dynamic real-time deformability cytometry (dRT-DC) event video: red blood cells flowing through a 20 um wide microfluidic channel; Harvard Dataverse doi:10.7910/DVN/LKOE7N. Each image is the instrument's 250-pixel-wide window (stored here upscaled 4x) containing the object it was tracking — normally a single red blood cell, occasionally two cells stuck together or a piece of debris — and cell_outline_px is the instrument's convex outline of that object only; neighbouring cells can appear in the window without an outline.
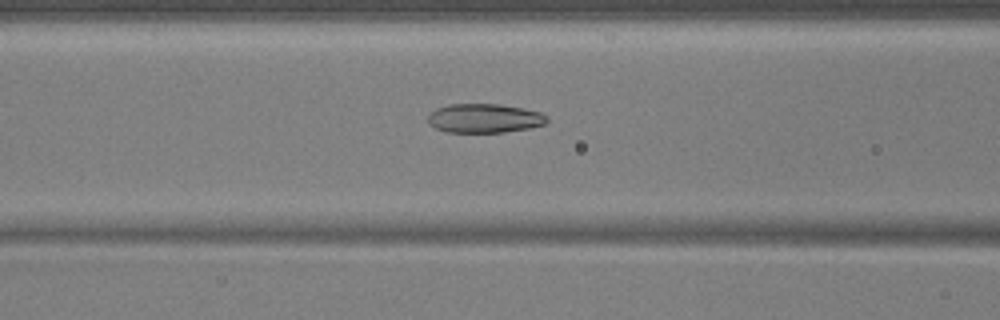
{"species": "common noctule bat (a hibernating species)", "species_latin": "Nyctalus noctula", "temperature_condition": "warm", "stored_images_in_passage": 53, "camera_frame_rate_fps": 3000, "um_per_image_px": 0.085, "animal": {"sex": "male", "body_mass_g": 17.9, "forearm_length_mm": 54.2}, "frame": {"image": 1, "passage_image": 21, "time_ms": 6.667, "image_size_px": [1000, 320], "cell_outline_px": [[548, 120], [544, 124], [528, 128], [504, 132], [448, 132], [436, 128], [428, 124], [428, 116], [436, 108], [448, 104], [500, 104], [524, 108], [540, 112], [548, 116]], "centroid_in_image_um": [41.17, 10.04], "position_along_channel_um": 125.4, "area_um2": 20.17}}
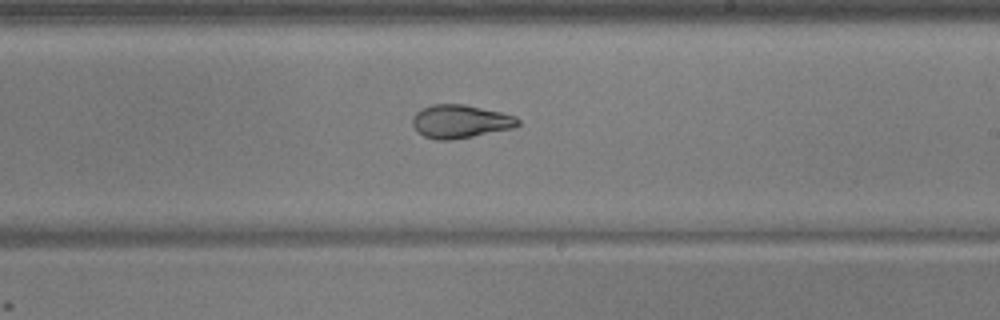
{"frame": {"image": 2, "passage_image": 31, "time_ms": 10.0, "image_size_px": [1000, 320], "cell_outline_px": [[520, 124], [516, 128], [472, 136], [448, 140], [436, 140], [424, 136], [412, 124], [412, 116], [416, 112], [432, 104], [464, 104], [500, 112], [516, 116], [520, 120]], "centroid_in_image_um": [39.16, 10.32], "position_along_channel_um": 249.8, "area_um2": 20.4}}
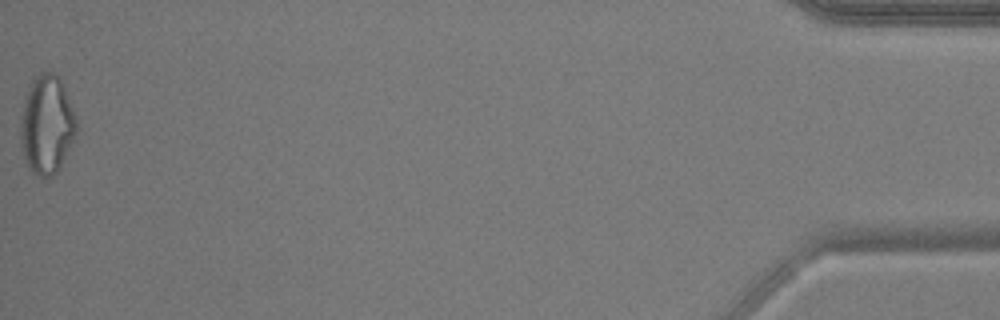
{"frame": {"image": 3, "passage_image": 53, "time_ms": 17.333, "image_size_px": [1000, 320], "cell_outline_px": [[76, 132], [56, 172], [52, 176], [40, 176], [32, 172], [24, 156], [20, 140], [20, 116], [24, 100], [28, 88], [32, 80], [40, 72], [52, 72], [60, 80], [64, 88], [76, 120]], "centroid_in_image_um": [3.93, 10.57], "position_along_channel_um": 431.3, "area_um2": 31.33}, "authors_computed_cell_mechanics": {"area_um2": 22.253, "velocity_mm_per_s": 3.7384, "shape_relaxation_time_tau1_ms": null, "shape_relaxation_time_tau2_ms": 1.4804, "deformation_change_tau1": null, "deformation_change_tau2": 0.0758}}